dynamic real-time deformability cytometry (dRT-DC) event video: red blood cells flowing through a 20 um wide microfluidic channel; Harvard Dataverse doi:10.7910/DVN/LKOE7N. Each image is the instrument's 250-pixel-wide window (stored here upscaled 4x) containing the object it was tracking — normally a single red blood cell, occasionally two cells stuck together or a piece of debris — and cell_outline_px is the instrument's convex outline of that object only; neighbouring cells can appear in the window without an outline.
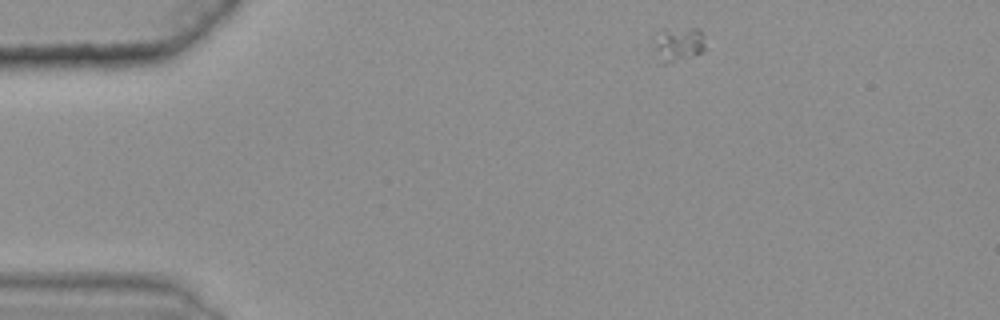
{"species": "common noctule bat (a hibernating species)", "species_latin": "Nyctalus noctula", "temperature_condition": "warm", "stored_images_in_passage": 45, "camera_frame_rate_fps": 3000, "um_per_image_px": 0.085, "animal": {"sex": "female", "body_mass_g": 25.1}, "frame": {"image": 1, "passage_image": 1, "time_ms": 0.0, "image_size_px": [1000, 320], "cell_outline_px": [[708, 48], [704, 52], [668, 64], [660, 64], [652, 44], [652, 36], [664, 32], [692, 28], [700, 28]], "centroid_in_image_um": [57.68, 3.81], "position_along_channel_um": 27.3, "area_um2": 10.52}}
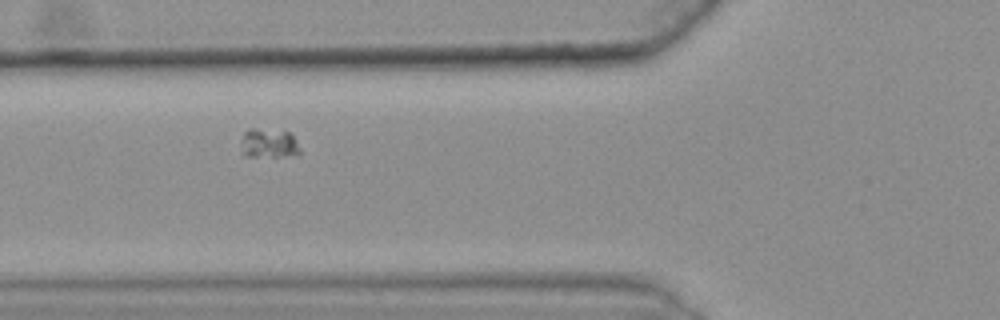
{"frame": {"image": 2, "passage_image": 13, "time_ms": 4.0, "image_size_px": [1000, 320], "cell_outline_px": [[300, 152], [276, 156], [244, 156], [240, 152], [240, 144], [244, 132], [248, 128], [256, 128], [292, 132], [300, 148]], "centroid_in_image_um": [22.78, 12.15], "position_along_channel_um": 103.0, "area_um2": 10.17}}
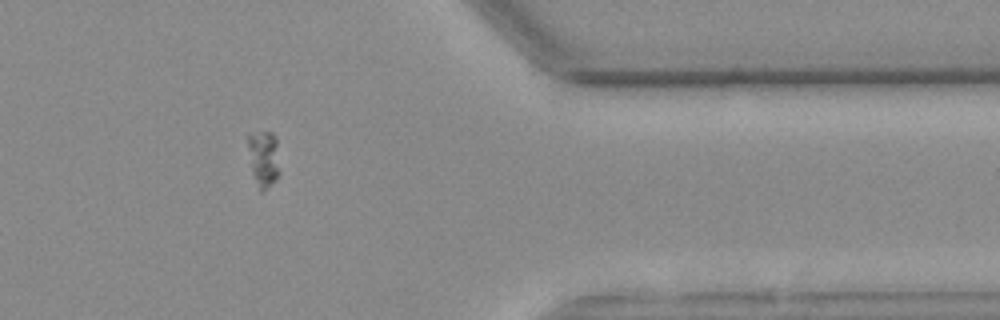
{"frame": {"image": 3, "passage_image": 39, "time_ms": 12.667, "image_size_px": [1000, 320], "cell_outline_px": [[280, 172], [276, 180], [264, 192], [260, 192], [252, 172], [248, 148], [248, 132], [272, 132], [276, 136]], "centroid_in_image_um": [22.42, 13.47], "position_along_channel_um": 389.0, "area_um2": 10.69}}